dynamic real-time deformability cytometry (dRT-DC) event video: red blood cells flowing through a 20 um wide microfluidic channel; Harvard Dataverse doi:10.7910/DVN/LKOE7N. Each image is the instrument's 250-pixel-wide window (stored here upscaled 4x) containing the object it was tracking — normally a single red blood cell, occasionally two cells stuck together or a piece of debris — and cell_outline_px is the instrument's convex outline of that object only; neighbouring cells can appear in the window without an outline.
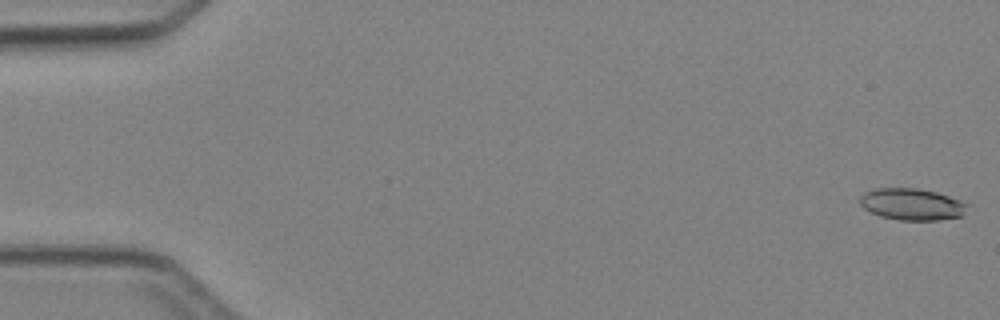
{"species": "Egyptian fruit bat (a non-hibernating species)", "species_latin": "Rousettus aegyptiacus", "temperature_condition": "cold", "stored_images_in_passage": 6, "camera_frame_rate_fps": 3000, "um_per_image_px": 0.085, "animal": {"sex": "female"}, "frame": {"image": 1, "passage_image": 1, "time_ms": 0.0, "image_size_px": [1000, 320], "cell_outline_px": [[968, 204], [964, 216], [940, 220], [900, 220], [880, 216], [864, 208], [860, 204], [860, 196], [864, 192], [876, 188], [916, 188], [936, 192], [960, 200]], "centroid_in_image_um": [77.52, 17.36], "position_along_channel_um": 7.5, "area_um2": 19.88}}
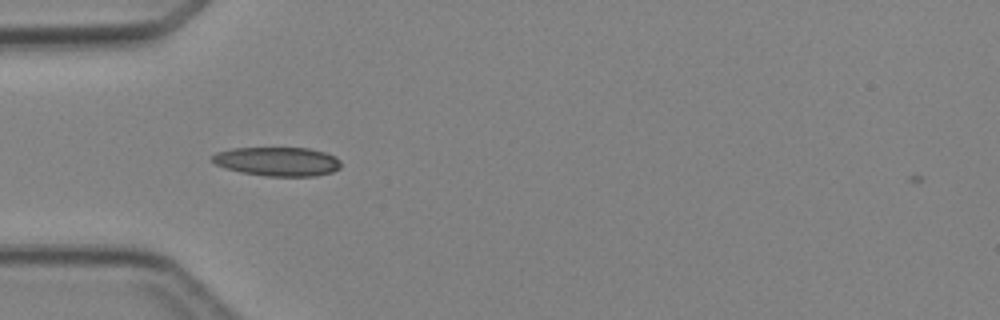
{"frame": {"image": 2, "passage_image": 5, "time_ms": 4.667, "image_size_px": [1000, 320], "cell_outline_px": [[340, 168], [332, 172], [312, 176], [264, 176], [240, 172], [224, 168], [216, 164], [212, 160], [212, 156], [216, 152], [232, 148], [308, 148], [324, 152], [336, 156], [340, 160]], "centroid_in_image_um": [23.58, 13.73], "position_along_channel_um": 61.4, "area_um2": 21.79}}
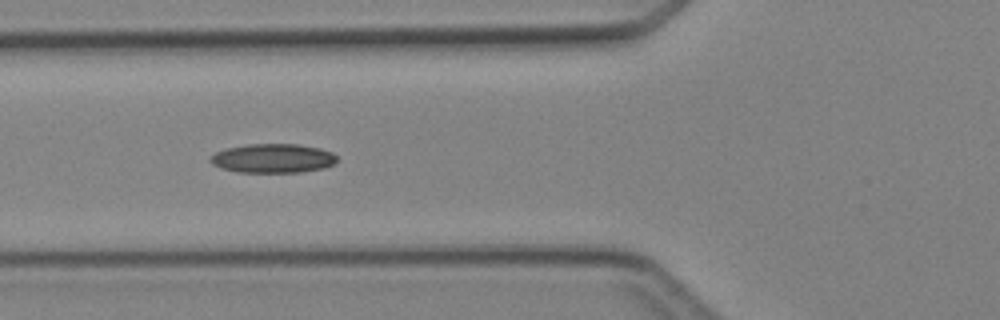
{"frame": {"image": 3, "passage_image": 6, "time_ms": 5.667, "image_size_px": [1000, 320], "cell_outline_px": [[336, 164], [324, 168], [300, 172], [236, 172], [220, 168], [212, 164], [208, 160], [216, 152], [224, 148], [248, 144], [300, 144], [320, 148], [332, 152], [336, 156]], "centroid_in_image_um": [23.19, 13.45], "position_along_channel_um": 102.6, "area_um2": 21.68}}